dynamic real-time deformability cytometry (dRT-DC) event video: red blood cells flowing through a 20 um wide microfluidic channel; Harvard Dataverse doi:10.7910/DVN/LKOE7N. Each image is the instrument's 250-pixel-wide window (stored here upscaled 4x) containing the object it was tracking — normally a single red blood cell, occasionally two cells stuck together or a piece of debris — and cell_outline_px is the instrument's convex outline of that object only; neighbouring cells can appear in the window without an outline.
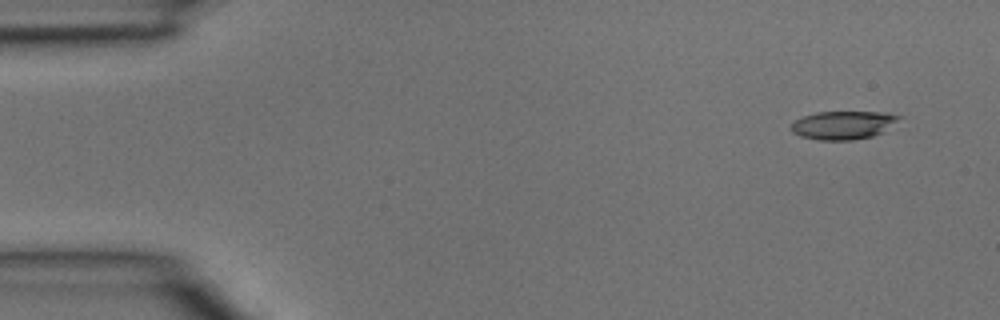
{"species": "common noctule bat (a hibernating species)", "species_latin": "Nyctalus noctula", "temperature_condition": "room temperature", "stored_images_in_passage": 4, "camera_frame_rate_fps": 3000, "um_per_image_px": 0.085, "animal": {"sex": "male", "body_mass_g": 15.6}, "frame": {"image": 1, "passage_image": 1, "time_ms": 0.0, "image_size_px": [1000, 320], "cell_outline_px": [[904, 116], [880, 132], [872, 136], [852, 140], [820, 140], [800, 136], [792, 132], [792, 124], [796, 120], [804, 116], [816, 112], [884, 112]], "centroid_in_image_um": [71.66, 10.63], "position_along_channel_um": 13.3, "area_um2": 17.51}}
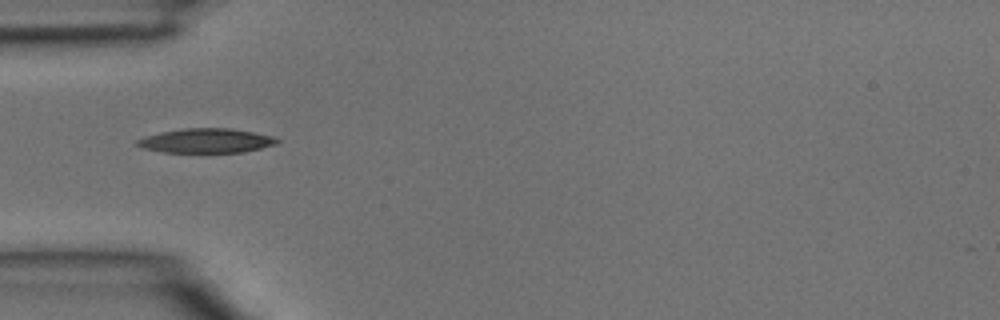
{"frame": {"image": 2, "passage_image": 4, "time_ms": 1.0, "image_size_px": [1000, 320], "cell_outline_px": [[280, 140], [276, 144], [244, 152], [164, 152], [144, 148], [136, 144], [136, 140], [144, 136], [160, 132], [184, 128], [232, 128], [272, 136]], "centroid_in_image_um": [17.52, 11.95], "position_along_channel_um": 67.5, "area_um2": 19.77}}